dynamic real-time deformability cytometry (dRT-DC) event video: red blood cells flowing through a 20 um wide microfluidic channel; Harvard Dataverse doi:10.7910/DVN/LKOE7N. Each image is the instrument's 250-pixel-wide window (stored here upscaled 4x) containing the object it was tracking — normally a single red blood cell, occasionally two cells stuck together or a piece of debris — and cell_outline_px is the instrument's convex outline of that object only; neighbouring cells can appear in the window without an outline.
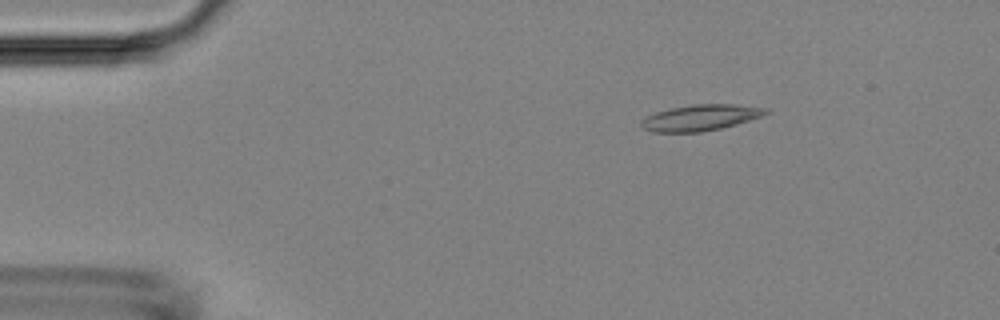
{"species": "Egyptian fruit bat (a non-hibernating species)", "species_latin": "Rousettus aegyptiacus", "temperature_condition": "room temperature", "stored_images_in_passage": 3, "camera_frame_rate_fps": 3000, "um_per_image_px": 0.085, "animal": {"sex": "female"}, "frame": {"image": 1, "passage_image": 1, "time_ms": 0.0, "image_size_px": [1000, 320], "cell_outline_px": [[772, 112], [736, 124], [720, 128], [700, 132], [652, 132], [640, 128], [640, 120], [656, 112], [672, 108], [692, 104], [732, 104], [768, 108]], "centroid_in_image_um": [59.52, 10.0], "position_along_channel_um": 25.5, "area_um2": 18.84}}
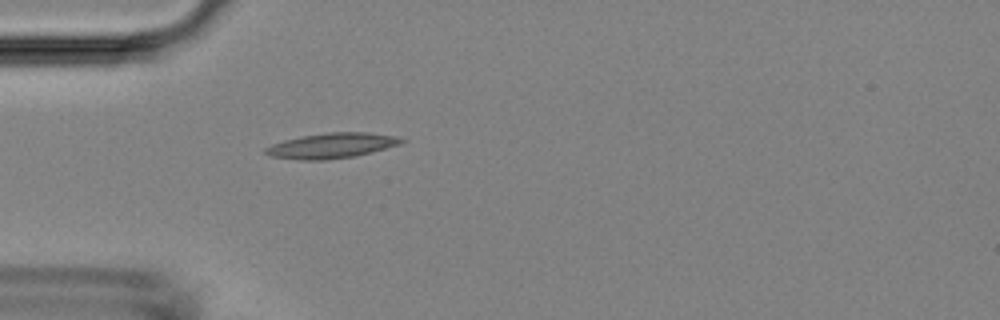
{"frame": {"image": 2, "passage_image": 3, "time_ms": 2.333, "image_size_px": [1000, 320], "cell_outline_px": [[408, 140], [400, 144], [372, 152], [356, 156], [324, 160], [300, 160], [272, 156], [264, 152], [264, 148], [272, 144], [284, 140], [304, 136], [328, 132], [368, 132], [396, 136]], "centroid_in_image_um": [28.23, 12.37], "position_along_channel_um": 56.8, "area_um2": 19.94}}